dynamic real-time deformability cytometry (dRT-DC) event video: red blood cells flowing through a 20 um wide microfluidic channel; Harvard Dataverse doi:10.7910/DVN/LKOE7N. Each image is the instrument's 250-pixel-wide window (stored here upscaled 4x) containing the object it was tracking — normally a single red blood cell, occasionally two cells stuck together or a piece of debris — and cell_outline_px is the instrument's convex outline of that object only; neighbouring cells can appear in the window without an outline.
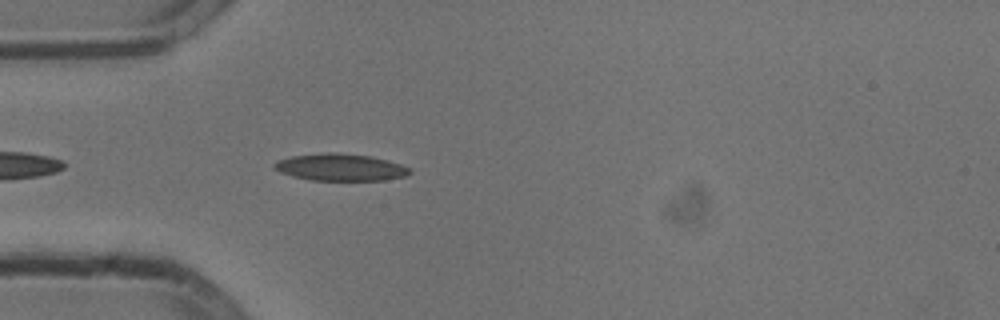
{"species": "common noctule bat (a hibernating species)", "species_latin": "Nyctalus noctula", "temperature_condition": "cold", "stored_images_in_passage": 23, "camera_frame_rate_fps": 3000, "um_per_image_px": 0.085, "animal": {"sex": "male", "body_mass_g": 13.3}, "frame": {"image": 1, "passage_image": 3, "time_ms": 0.667, "image_size_px": [1000, 320], "cell_outline_px": [[412, 172], [404, 176], [384, 180], [312, 180], [292, 176], [280, 172], [272, 168], [272, 164], [276, 160], [292, 156], [324, 152], [340, 152], [372, 156], [400, 164], [408, 168]], "centroid_in_image_um": [28.87, 14.2], "position_along_channel_um": 56.1, "area_um2": 21.44}}
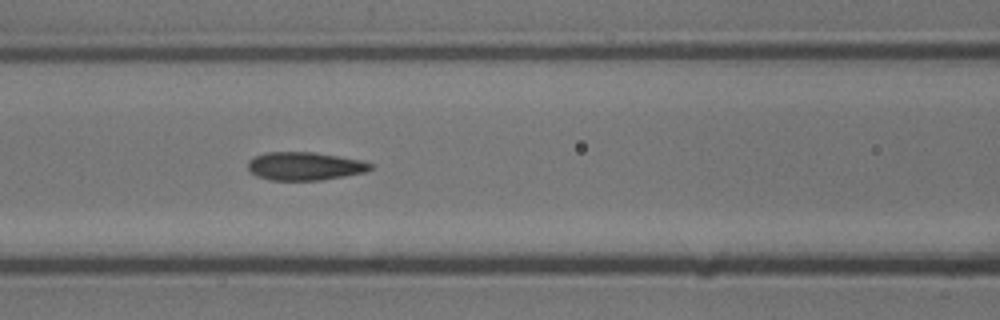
{"frame": {"image": 2, "passage_image": 10, "time_ms": 3.0, "image_size_px": [1000, 320], "cell_outline_px": [[372, 168], [364, 172], [344, 176], [320, 180], [272, 180], [256, 176], [248, 168], [248, 160], [264, 152], [316, 152], [364, 160], [372, 164]], "centroid_in_image_um": [25.91, 14.11], "position_along_channel_um": 140.7, "area_um2": 20.17}}
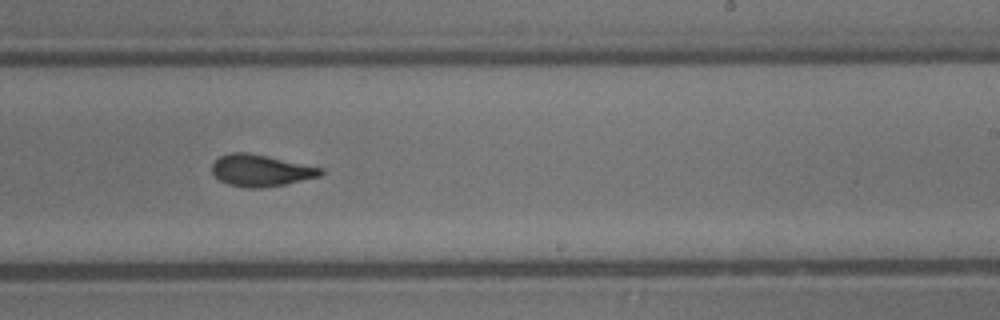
{"frame": {"image": 3, "passage_image": 20, "time_ms": 6.333, "image_size_px": [1000, 320], "cell_outline_px": [[324, 172], [320, 176], [284, 184], [260, 188], [248, 188], [228, 184], [220, 180], [212, 172], [212, 164], [220, 156], [228, 152], [248, 152], [324, 168]], "centroid_in_image_um": [22.16, 14.48], "position_along_channel_um": 266.8, "area_um2": 20.0}}